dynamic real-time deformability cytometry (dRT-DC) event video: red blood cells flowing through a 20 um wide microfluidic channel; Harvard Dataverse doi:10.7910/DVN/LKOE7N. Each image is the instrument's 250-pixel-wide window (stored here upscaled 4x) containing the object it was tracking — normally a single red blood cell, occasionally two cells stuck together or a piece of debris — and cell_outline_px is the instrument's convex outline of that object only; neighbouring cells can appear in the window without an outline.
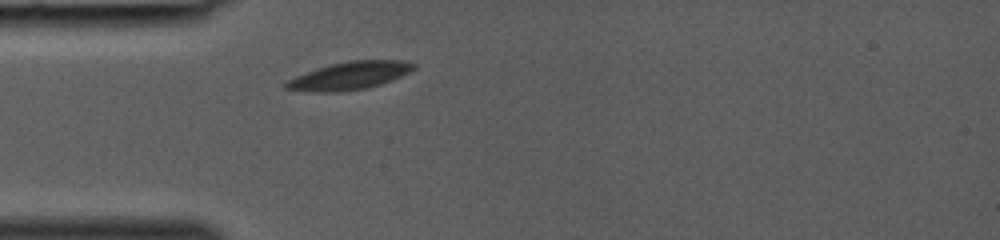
{"species": "common noctule bat (a hibernating species)", "species_latin": "Nyctalus noctula", "temperature_condition": "room temperature", "stored_images_in_passage": 25, "camera_frame_rate_fps": 3000, "um_per_image_px": 0.085, "animal": {"sex": "female", "body_mass_g": 19.0, "forearm_length_mm": 53.3}, "frame": {"image": 1, "passage_image": 1, "time_ms": 0.0, "image_size_px": [1000, 240], "cell_outline_px": [[416, 68], [392, 80], [368, 88], [344, 92], [312, 92], [284, 88], [284, 84], [288, 80], [296, 76], [316, 68], [348, 60], [400, 60], [416, 64]], "centroid_in_image_um": [29.71, 6.44], "position_along_channel_um": 55.3, "area_um2": 20.69}}
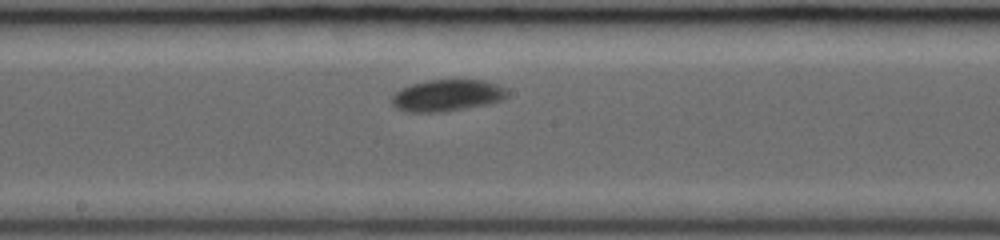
{"frame": {"image": 2, "passage_image": 11, "time_ms": 3.333, "image_size_px": [1000, 240], "cell_outline_px": [[508, 96], [500, 100], [484, 104], [440, 112], [408, 112], [396, 108], [392, 104], [392, 96], [400, 88], [412, 84], [428, 80], [484, 80], [496, 84], [504, 88], [508, 92]], "centroid_in_image_um": [37.96, 8.1], "position_along_channel_um": 210.2, "area_um2": 20.98}}
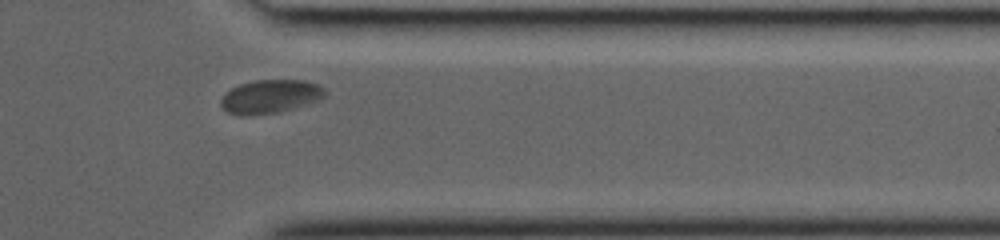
{"frame": {"image": 3, "passage_image": 22, "time_ms": 7.0, "image_size_px": [1000, 240], "cell_outline_px": [[328, 92], [320, 100], [308, 104], [280, 112], [248, 116], [240, 116], [228, 112], [220, 104], [220, 100], [224, 92], [240, 84], [256, 80], [304, 80], [320, 84]], "centroid_in_image_um": [22.99, 8.21], "position_along_channel_um": 388.4, "area_um2": 20.69}}